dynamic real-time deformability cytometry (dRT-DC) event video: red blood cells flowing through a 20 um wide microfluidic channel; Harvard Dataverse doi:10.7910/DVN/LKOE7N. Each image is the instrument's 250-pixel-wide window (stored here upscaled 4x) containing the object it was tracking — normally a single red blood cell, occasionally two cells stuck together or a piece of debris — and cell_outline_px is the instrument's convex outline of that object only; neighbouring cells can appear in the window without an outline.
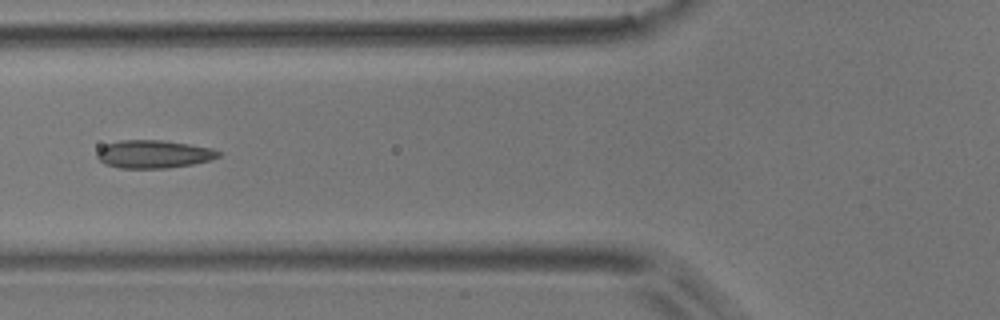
{"species": "common noctule bat (a hibernating species)", "species_latin": "Nyctalus noctula", "temperature_condition": "room temperature", "stored_images_in_passage": 5, "camera_frame_rate_fps": 3000, "um_per_image_px": 0.085, "animal": {"sex": "male", "body_mass_g": 17.9}, "frame": {"image": 1, "passage_image": 5, "time_ms": 4.667, "image_size_px": [1000, 320], "cell_outline_px": [[224, 152], [220, 156], [212, 160], [192, 164], [168, 168], [120, 168], [104, 164], [96, 156], [96, 152], [104, 144], [120, 140], [160, 140], [188, 144], [212, 148]], "centroid_in_image_um": [13.07, 13.1], "position_along_channel_um": 112.7, "area_um2": 20.0}}